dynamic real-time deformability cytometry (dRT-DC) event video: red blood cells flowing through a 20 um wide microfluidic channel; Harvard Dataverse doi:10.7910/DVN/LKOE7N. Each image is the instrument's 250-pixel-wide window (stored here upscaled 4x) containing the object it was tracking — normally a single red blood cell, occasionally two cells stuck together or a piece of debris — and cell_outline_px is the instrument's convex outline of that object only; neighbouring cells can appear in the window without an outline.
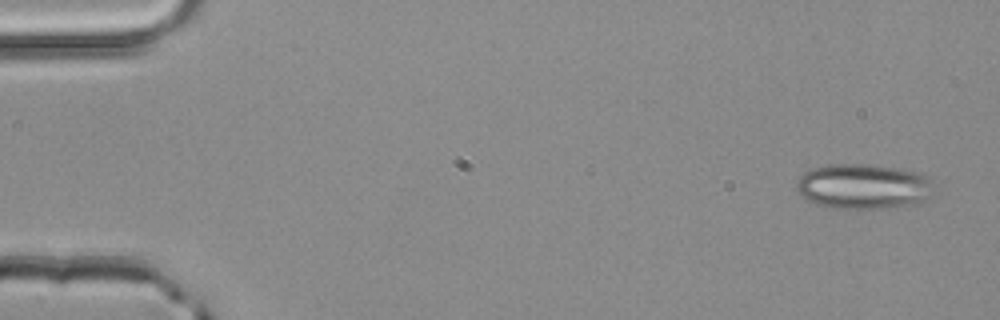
{"species": "common noctule bat (a hibernating species)", "species_latin": "Nyctalus noctula", "temperature_condition": "room temperature", "stored_images_in_passage": 3, "camera_frame_rate_fps": 3000, "um_per_image_px": 0.085, "animal": {"sex": "male", "body_mass_g": 20.4}, "frame": {"image": 1, "passage_image": 1, "time_ms": 0.0, "image_size_px": [1000, 320], "cell_outline_px": [[936, 196], [916, 204], [884, 208], [832, 208], [816, 204], [804, 200], [800, 196], [796, 188], [796, 184], [800, 176], [804, 172], [812, 168], [832, 164], [864, 164], [900, 168], [920, 172], [928, 176], [932, 180], [936, 192]], "centroid_in_image_um": [73.45, 15.85], "position_along_channel_um": 11.5, "area_um2": 36.99}}